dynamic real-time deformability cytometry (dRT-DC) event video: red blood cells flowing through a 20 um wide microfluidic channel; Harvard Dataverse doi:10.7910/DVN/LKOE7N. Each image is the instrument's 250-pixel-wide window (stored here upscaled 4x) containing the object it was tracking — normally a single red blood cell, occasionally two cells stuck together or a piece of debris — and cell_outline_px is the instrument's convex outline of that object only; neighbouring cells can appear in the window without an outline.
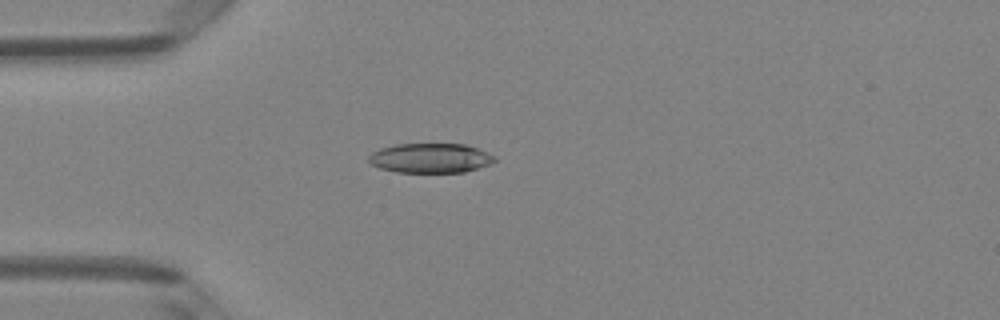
{"species": "Egyptian fruit bat (a non-hibernating species)", "species_latin": "Rousettus aegyptiacus", "temperature_condition": "room temperature", "stored_images_in_passage": 3, "camera_frame_rate_fps": 3000, "um_per_image_px": 0.085, "animal": {"sex": "female"}, "frame": {"image": 1, "passage_image": 3, "time_ms": 0.667, "image_size_px": [1000, 320], "cell_outline_px": [[496, 160], [492, 164], [464, 172], [396, 172], [380, 168], [372, 164], [368, 160], [368, 156], [372, 152], [380, 148], [396, 144], [464, 144], [476, 148], [496, 156]], "centroid_in_image_um": [36.59, 13.44], "position_along_channel_um": 48.4, "area_um2": 21.73}}